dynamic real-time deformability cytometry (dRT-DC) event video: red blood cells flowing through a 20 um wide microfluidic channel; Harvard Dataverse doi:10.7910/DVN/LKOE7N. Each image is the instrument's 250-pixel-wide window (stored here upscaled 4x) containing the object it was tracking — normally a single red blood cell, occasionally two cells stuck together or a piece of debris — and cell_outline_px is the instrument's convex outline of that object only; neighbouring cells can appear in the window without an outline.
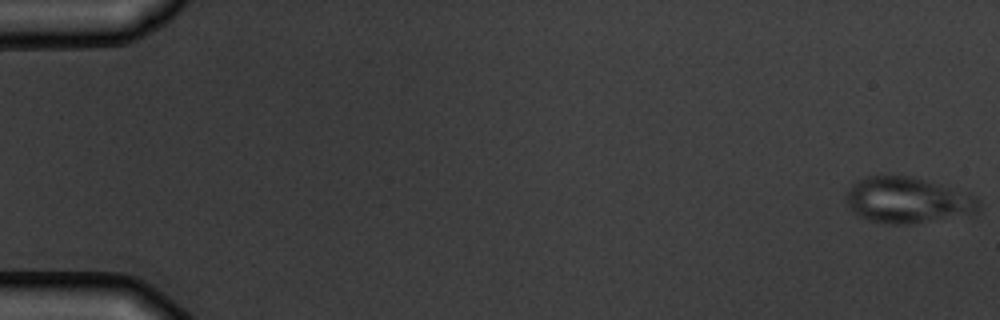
{"species": "common noctule bat (a hibernating species)", "species_latin": "Nyctalus noctula", "temperature_condition": "warm", "stored_images_in_passage": 6, "camera_frame_rate_fps": 3000, "um_per_image_px": 0.085, "animal": {"sex": "male", "body_mass_g": 19.5, "forearm_length_mm": 54.6}, "frame": {"image": 1, "passage_image": 1, "time_ms": 0.0, "image_size_px": [1000, 320], "cell_outline_px": [[980, 212], [908, 224], [892, 224], [868, 220], [852, 212], [844, 196], [848, 188], [856, 180], [864, 176], [912, 176], [972, 192], [980, 200]], "centroid_in_image_um": [77.17, 16.99], "position_along_channel_um": 7.8, "area_um2": 35.95}}